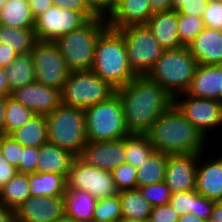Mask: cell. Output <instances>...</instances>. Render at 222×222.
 <instances>
[{"label": "cell", "instance_id": "cell-6", "mask_svg": "<svg viewBox=\"0 0 222 222\" xmlns=\"http://www.w3.org/2000/svg\"><path fill=\"white\" fill-rule=\"evenodd\" d=\"M45 117L48 142L79 157L88 142L84 110L60 104Z\"/></svg>", "mask_w": 222, "mask_h": 222}, {"label": "cell", "instance_id": "cell-53", "mask_svg": "<svg viewBox=\"0 0 222 222\" xmlns=\"http://www.w3.org/2000/svg\"><path fill=\"white\" fill-rule=\"evenodd\" d=\"M0 222H16L15 210L0 205Z\"/></svg>", "mask_w": 222, "mask_h": 222}, {"label": "cell", "instance_id": "cell-29", "mask_svg": "<svg viewBox=\"0 0 222 222\" xmlns=\"http://www.w3.org/2000/svg\"><path fill=\"white\" fill-rule=\"evenodd\" d=\"M118 194L122 207V217L148 222L152 206L138 189L125 190Z\"/></svg>", "mask_w": 222, "mask_h": 222}, {"label": "cell", "instance_id": "cell-60", "mask_svg": "<svg viewBox=\"0 0 222 222\" xmlns=\"http://www.w3.org/2000/svg\"><path fill=\"white\" fill-rule=\"evenodd\" d=\"M117 222H143V221L121 217Z\"/></svg>", "mask_w": 222, "mask_h": 222}, {"label": "cell", "instance_id": "cell-33", "mask_svg": "<svg viewBox=\"0 0 222 222\" xmlns=\"http://www.w3.org/2000/svg\"><path fill=\"white\" fill-rule=\"evenodd\" d=\"M154 152L146 134L129 133L125 136L126 163L138 168Z\"/></svg>", "mask_w": 222, "mask_h": 222}, {"label": "cell", "instance_id": "cell-57", "mask_svg": "<svg viewBox=\"0 0 222 222\" xmlns=\"http://www.w3.org/2000/svg\"><path fill=\"white\" fill-rule=\"evenodd\" d=\"M186 0H171L172 10H177Z\"/></svg>", "mask_w": 222, "mask_h": 222}, {"label": "cell", "instance_id": "cell-13", "mask_svg": "<svg viewBox=\"0 0 222 222\" xmlns=\"http://www.w3.org/2000/svg\"><path fill=\"white\" fill-rule=\"evenodd\" d=\"M88 19L80 12L53 5L35 18L34 31L39 41L55 42L80 28Z\"/></svg>", "mask_w": 222, "mask_h": 222}, {"label": "cell", "instance_id": "cell-10", "mask_svg": "<svg viewBox=\"0 0 222 222\" xmlns=\"http://www.w3.org/2000/svg\"><path fill=\"white\" fill-rule=\"evenodd\" d=\"M36 82L61 90L68 79V69L55 42L37 40L30 52Z\"/></svg>", "mask_w": 222, "mask_h": 222}, {"label": "cell", "instance_id": "cell-30", "mask_svg": "<svg viewBox=\"0 0 222 222\" xmlns=\"http://www.w3.org/2000/svg\"><path fill=\"white\" fill-rule=\"evenodd\" d=\"M28 174L17 173L0 188V205L16 210L29 196Z\"/></svg>", "mask_w": 222, "mask_h": 222}, {"label": "cell", "instance_id": "cell-44", "mask_svg": "<svg viewBox=\"0 0 222 222\" xmlns=\"http://www.w3.org/2000/svg\"><path fill=\"white\" fill-rule=\"evenodd\" d=\"M210 0H186L176 10L178 14L202 17Z\"/></svg>", "mask_w": 222, "mask_h": 222}, {"label": "cell", "instance_id": "cell-51", "mask_svg": "<svg viewBox=\"0 0 222 222\" xmlns=\"http://www.w3.org/2000/svg\"><path fill=\"white\" fill-rule=\"evenodd\" d=\"M149 2L153 14L172 10L171 0H149Z\"/></svg>", "mask_w": 222, "mask_h": 222}, {"label": "cell", "instance_id": "cell-3", "mask_svg": "<svg viewBox=\"0 0 222 222\" xmlns=\"http://www.w3.org/2000/svg\"><path fill=\"white\" fill-rule=\"evenodd\" d=\"M91 71L116 90L137 76L129 66L125 40L118 30L107 27L100 34Z\"/></svg>", "mask_w": 222, "mask_h": 222}, {"label": "cell", "instance_id": "cell-2", "mask_svg": "<svg viewBox=\"0 0 222 222\" xmlns=\"http://www.w3.org/2000/svg\"><path fill=\"white\" fill-rule=\"evenodd\" d=\"M155 151L166 155L207 152L208 139L173 104L146 133Z\"/></svg>", "mask_w": 222, "mask_h": 222}, {"label": "cell", "instance_id": "cell-38", "mask_svg": "<svg viewBox=\"0 0 222 222\" xmlns=\"http://www.w3.org/2000/svg\"><path fill=\"white\" fill-rule=\"evenodd\" d=\"M113 180L119 192L137 189V168L124 163L111 171Z\"/></svg>", "mask_w": 222, "mask_h": 222}, {"label": "cell", "instance_id": "cell-12", "mask_svg": "<svg viewBox=\"0 0 222 222\" xmlns=\"http://www.w3.org/2000/svg\"><path fill=\"white\" fill-rule=\"evenodd\" d=\"M174 104L206 138H210V130L222 125V104L218 100L198 98L185 92L174 97Z\"/></svg>", "mask_w": 222, "mask_h": 222}, {"label": "cell", "instance_id": "cell-15", "mask_svg": "<svg viewBox=\"0 0 222 222\" xmlns=\"http://www.w3.org/2000/svg\"><path fill=\"white\" fill-rule=\"evenodd\" d=\"M64 215L63 196H29L15 210L16 222H54Z\"/></svg>", "mask_w": 222, "mask_h": 222}, {"label": "cell", "instance_id": "cell-42", "mask_svg": "<svg viewBox=\"0 0 222 222\" xmlns=\"http://www.w3.org/2000/svg\"><path fill=\"white\" fill-rule=\"evenodd\" d=\"M202 19L205 27L222 30V2L210 0Z\"/></svg>", "mask_w": 222, "mask_h": 222}, {"label": "cell", "instance_id": "cell-5", "mask_svg": "<svg viewBox=\"0 0 222 222\" xmlns=\"http://www.w3.org/2000/svg\"><path fill=\"white\" fill-rule=\"evenodd\" d=\"M198 66L188 46L165 50L146 76L156 81L172 96L185 93Z\"/></svg>", "mask_w": 222, "mask_h": 222}, {"label": "cell", "instance_id": "cell-31", "mask_svg": "<svg viewBox=\"0 0 222 222\" xmlns=\"http://www.w3.org/2000/svg\"><path fill=\"white\" fill-rule=\"evenodd\" d=\"M167 155L155 151L137 168V188L165 180Z\"/></svg>", "mask_w": 222, "mask_h": 222}, {"label": "cell", "instance_id": "cell-36", "mask_svg": "<svg viewBox=\"0 0 222 222\" xmlns=\"http://www.w3.org/2000/svg\"><path fill=\"white\" fill-rule=\"evenodd\" d=\"M204 28L202 17L178 14V35L183 46H188Z\"/></svg>", "mask_w": 222, "mask_h": 222}, {"label": "cell", "instance_id": "cell-39", "mask_svg": "<svg viewBox=\"0 0 222 222\" xmlns=\"http://www.w3.org/2000/svg\"><path fill=\"white\" fill-rule=\"evenodd\" d=\"M169 204L180 216L195 212L196 190L171 193Z\"/></svg>", "mask_w": 222, "mask_h": 222}, {"label": "cell", "instance_id": "cell-11", "mask_svg": "<svg viewBox=\"0 0 222 222\" xmlns=\"http://www.w3.org/2000/svg\"><path fill=\"white\" fill-rule=\"evenodd\" d=\"M66 182L67 189L86 191L97 200L119 193L110 171L89 166L79 157L73 159Z\"/></svg>", "mask_w": 222, "mask_h": 222}, {"label": "cell", "instance_id": "cell-56", "mask_svg": "<svg viewBox=\"0 0 222 222\" xmlns=\"http://www.w3.org/2000/svg\"><path fill=\"white\" fill-rule=\"evenodd\" d=\"M178 222H209L208 220L200 219L195 216L193 213H187L185 215L180 216Z\"/></svg>", "mask_w": 222, "mask_h": 222}, {"label": "cell", "instance_id": "cell-1", "mask_svg": "<svg viewBox=\"0 0 222 222\" xmlns=\"http://www.w3.org/2000/svg\"><path fill=\"white\" fill-rule=\"evenodd\" d=\"M129 133L146 134L153 123L174 104V96L146 75H137L118 88Z\"/></svg>", "mask_w": 222, "mask_h": 222}, {"label": "cell", "instance_id": "cell-34", "mask_svg": "<svg viewBox=\"0 0 222 222\" xmlns=\"http://www.w3.org/2000/svg\"><path fill=\"white\" fill-rule=\"evenodd\" d=\"M35 113L16 101L13 97H6L4 114V134L10 135L13 131L26 124Z\"/></svg>", "mask_w": 222, "mask_h": 222}, {"label": "cell", "instance_id": "cell-59", "mask_svg": "<svg viewBox=\"0 0 222 222\" xmlns=\"http://www.w3.org/2000/svg\"><path fill=\"white\" fill-rule=\"evenodd\" d=\"M123 1L124 0H111V13Z\"/></svg>", "mask_w": 222, "mask_h": 222}, {"label": "cell", "instance_id": "cell-50", "mask_svg": "<svg viewBox=\"0 0 222 222\" xmlns=\"http://www.w3.org/2000/svg\"><path fill=\"white\" fill-rule=\"evenodd\" d=\"M28 3L34 18L54 5L52 0H28Z\"/></svg>", "mask_w": 222, "mask_h": 222}, {"label": "cell", "instance_id": "cell-32", "mask_svg": "<svg viewBox=\"0 0 222 222\" xmlns=\"http://www.w3.org/2000/svg\"><path fill=\"white\" fill-rule=\"evenodd\" d=\"M36 41L34 28L20 29L0 25V43H7L18 55L29 54Z\"/></svg>", "mask_w": 222, "mask_h": 222}, {"label": "cell", "instance_id": "cell-45", "mask_svg": "<svg viewBox=\"0 0 222 222\" xmlns=\"http://www.w3.org/2000/svg\"><path fill=\"white\" fill-rule=\"evenodd\" d=\"M57 7H63L71 11L82 13L88 20L96 16L87 8L84 0H52Z\"/></svg>", "mask_w": 222, "mask_h": 222}, {"label": "cell", "instance_id": "cell-52", "mask_svg": "<svg viewBox=\"0 0 222 222\" xmlns=\"http://www.w3.org/2000/svg\"><path fill=\"white\" fill-rule=\"evenodd\" d=\"M11 93L4 67H0V97H9Z\"/></svg>", "mask_w": 222, "mask_h": 222}, {"label": "cell", "instance_id": "cell-58", "mask_svg": "<svg viewBox=\"0 0 222 222\" xmlns=\"http://www.w3.org/2000/svg\"><path fill=\"white\" fill-rule=\"evenodd\" d=\"M54 222H77L74 219L64 215L63 217L59 218L58 220L54 221Z\"/></svg>", "mask_w": 222, "mask_h": 222}, {"label": "cell", "instance_id": "cell-49", "mask_svg": "<svg viewBox=\"0 0 222 222\" xmlns=\"http://www.w3.org/2000/svg\"><path fill=\"white\" fill-rule=\"evenodd\" d=\"M18 54L7 43H0V67H8Z\"/></svg>", "mask_w": 222, "mask_h": 222}, {"label": "cell", "instance_id": "cell-25", "mask_svg": "<svg viewBox=\"0 0 222 222\" xmlns=\"http://www.w3.org/2000/svg\"><path fill=\"white\" fill-rule=\"evenodd\" d=\"M29 194L33 197L64 196L67 188L66 178L55 173L38 172L28 174Z\"/></svg>", "mask_w": 222, "mask_h": 222}, {"label": "cell", "instance_id": "cell-8", "mask_svg": "<svg viewBox=\"0 0 222 222\" xmlns=\"http://www.w3.org/2000/svg\"><path fill=\"white\" fill-rule=\"evenodd\" d=\"M116 93L108 82L90 71L70 72L60 90L61 104L86 109Z\"/></svg>", "mask_w": 222, "mask_h": 222}, {"label": "cell", "instance_id": "cell-41", "mask_svg": "<svg viewBox=\"0 0 222 222\" xmlns=\"http://www.w3.org/2000/svg\"><path fill=\"white\" fill-rule=\"evenodd\" d=\"M39 157V148L32 146H23L21 150L20 162L17 172L23 174L37 173V160Z\"/></svg>", "mask_w": 222, "mask_h": 222}, {"label": "cell", "instance_id": "cell-37", "mask_svg": "<svg viewBox=\"0 0 222 222\" xmlns=\"http://www.w3.org/2000/svg\"><path fill=\"white\" fill-rule=\"evenodd\" d=\"M152 207L168 204L171 192L165 181L137 188Z\"/></svg>", "mask_w": 222, "mask_h": 222}, {"label": "cell", "instance_id": "cell-21", "mask_svg": "<svg viewBox=\"0 0 222 222\" xmlns=\"http://www.w3.org/2000/svg\"><path fill=\"white\" fill-rule=\"evenodd\" d=\"M153 15L149 0H124L107 18L108 27L125 28L131 25L146 24Z\"/></svg>", "mask_w": 222, "mask_h": 222}, {"label": "cell", "instance_id": "cell-22", "mask_svg": "<svg viewBox=\"0 0 222 222\" xmlns=\"http://www.w3.org/2000/svg\"><path fill=\"white\" fill-rule=\"evenodd\" d=\"M146 24L165 50L177 49L183 46L178 35L177 11L154 13Z\"/></svg>", "mask_w": 222, "mask_h": 222}, {"label": "cell", "instance_id": "cell-19", "mask_svg": "<svg viewBox=\"0 0 222 222\" xmlns=\"http://www.w3.org/2000/svg\"><path fill=\"white\" fill-rule=\"evenodd\" d=\"M188 48L198 65H222V30L205 27Z\"/></svg>", "mask_w": 222, "mask_h": 222}, {"label": "cell", "instance_id": "cell-28", "mask_svg": "<svg viewBox=\"0 0 222 222\" xmlns=\"http://www.w3.org/2000/svg\"><path fill=\"white\" fill-rule=\"evenodd\" d=\"M10 91L26 86L36 81L31 54H19L4 67Z\"/></svg>", "mask_w": 222, "mask_h": 222}, {"label": "cell", "instance_id": "cell-16", "mask_svg": "<svg viewBox=\"0 0 222 222\" xmlns=\"http://www.w3.org/2000/svg\"><path fill=\"white\" fill-rule=\"evenodd\" d=\"M199 154L167 155L165 182L171 193L195 190Z\"/></svg>", "mask_w": 222, "mask_h": 222}, {"label": "cell", "instance_id": "cell-7", "mask_svg": "<svg viewBox=\"0 0 222 222\" xmlns=\"http://www.w3.org/2000/svg\"><path fill=\"white\" fill-rule=\"evenodd\" d=\"M87 141H114L129 134L124 110L117 93L109 99L84 109Z\"/></svg>", "mask_w": 222, "mask_h": 222}, {"label": "cell", "instance_id": "cell-9", "mask_svg": "<svg viewBox=\"0 0 222 222\" xmlns=\"http://www.w3.org/2000/svg\"><path fill=\"white\" fill-rule=\"evenodd\" d=\"M130 68L136 75H146L165 49L158 43L147 24L120 28Z\"/></svg>", "mask_w": 222, "mask_h": 222}, {"label": "cell", "instance_id": "cell-4", "mask_svg": "<svg viewBox=\"0 0 222 222\" xmlns=\"http://www.w3.org/2000/svg\"><path fill=\"white\" fill-rule=\"evenodd\" d=\"M107 27V19L95 17L55 41L70 72L91 70L97 39Z\"/></svg>", "mask_w": 222, "mask_h": 222}, {"label": "cell", "instance_id": "cell-35", "mask_svg": "<svg viewBox=\"0 0 222 222\" xmlns=\"http://www.w3.org/2000/svg\"><path fill=\"white\" fill-rule=\"evenodd\" d=\"M122 217L119 194L97 200L92 222H117Z\"/></svg>", "mask_w": 222, "mask_h": 222}, {"label": "cell", "instance_id": "cell-18", "mask_svg": "<svg viewBox=\"0 0 222 222\" xmlns=\"http://www.w3.org/2000/svg\"><path fill=\"white\" fill-rule=\"evenodd\" d=\"M205 153L198 156L195 190L207 199L222 201V157L203 161Z\"/></svg>", "mask_w": 222, "mask_h": 222}, {"label": "cell", "instance_id": "cell-20", "mask_svg": "<svg viewBox=\"0 0 222 222\" xmlns=\"http://www.w3.org/2000/svg\"><path fill=\"white\" fill-rule=\"evenodd\" d=\"M187 94L220 102L222 94V65H198Z\"/></svg>", "mask_w": 222, "mask_h": 222}, {"label": "cell", "instance_id": "cell-61", "mask_svg": "<svg viewBox=\"0 0 222 222\" xmlns=\"http://www.w3.org/2000/svg\"><path fill=\"white\" fill-rule=\"evenodd\" d=\"M5 2H6V0H0V13L2 11V8H3L4 4H5Z\"/></svg>", "mask_w": 222, "mask_h": 222}, {"label": "cell", "instance_id": "cell-27", "mask_svg": "<svg viewBox=\"0 0 222 222\" xmlns=\"http://www.w3.org/2000/svg\"><path fill=\"white\" fill-rule=\"evenodd\" d=\"M0 25L20 29L34 28L35 18L28 0H6L0 13Z\"/></svg>", "mask_w": 222, "mask_h": 222}, {"label": "cell", "instance_id": "cell-24", "mask_svg": "<svg viewBox=\"0 0 222 222\" xmlns=\"http://www.w3.org/2000/svg\"><path fill=\"white\" fill-rule=\"evenodd\" d=\"M65 215L77 222H92L97 199L82 190H69L64 194Z\"/></svg>", "mask_w": 222, "mask_h": 222}, {"label": "cell", "instance_id": "cell-55", "mask_svg": "<svg viewBox=\"0 0 222 222\" xmlns=\"http://www.w3.org/2000/svg\"><path fill=\"white\" fill-rule=\"evenodd\" d=\"M6 107V97H0V133L4 134V114Z\"/></svg>", "mask_w": 222, "mask_h": 222}, {"label": "cell", "instance_id": "cell-23", "mask_svg": "<svg viewBox=\"0 0 222 222\" xmlns=\"http://www.w3.org/2000/svg\"><path fill=\"white\" fill-rule=\"evenodd\" d=\"M74 158L70 152L47 142L39 147L37 173H55L67 179Z\"/></svg>", "mask_w": 222, "mask_h": 222}, {"label": "cell", "instance_id": "cell-63", "mask_svg": "<svg viewBox=\"0 0 222 222\" xmlns=\"http://www.w3.org/2000/svg\"><path fill=\"white\" fill-rule=\"evenodd\" d=\"M220 103L222 104V94H220Z\"/></svg>", "mask_w": 222, "mask_h": 222}, {"label": "cell", "instance_id": "cell-14", "mask_svg": "<svg viewBox=\"0 0 222 222\" xmlns=\"http://www.w3.org/2000/svg\"><path fill=\"white\" fill-rule=\"evenodd\" d=\"M79 158L89 166L111 172L126 163L125 137L114 141H88Z\"/></svg>", "mask_w": 222, "mask_h": 222}, {"label": "cell", "instance_id": "cell-43", "mask_svg": "<svg viewBox=\"0 0 222 222\" xmlns=\"http://www.w3.org/2000/svg\"><path fill=\"white\" fill-rule=\"evenodd\" d=\"M180 215L168 203L152 207L148 222H178Z\"/></svg>", "mask_w": 222, "mask_h": 222}, {"label": "cell", "instance_id": "cell-26", "mask_svg": "<svg viewBox=\"0 0 222 222\" xmlns=\"http://www.w3.org/2000/svg\"><path fill=\"white\" fill-rule=\"evenodd\" d=\"M22 146L41 147L48 142L47 120L43 114H34L30 120L10 134Z\"/></svg>", "mask_w": 222, "mask_h": 222}, {"label": "cell", "instance_id": "cell-17", "mask_svg": "<svg viewBox=\"0 0 222 222\" xmlns=\"http://www.w3.org/2000/svg\"><path fill=\"white\" fill-rule=\"evenodd\" d=\"M11 97L35 114L47 115L61 104L60 90L33 82L12 91Z\"/></svg>", "mask_w": 222, "mask_h": 222}, {"label": "cell", "instance_id": "cell-40", "mask_svg": "<svg viewBox=\"0 0 222 222\" xmlns=\"http://www.w3.org/2000/svg\"><path fill=\"white\" fill-rule=\"evenodd\" d=\"M23 146L17 142L11 135L2 134L0 143V152L2 157L17 167L20 162L21 150Z\"/></svg>", "mask_w": 222, "mask_h": 222}, {"label": "cell", "instance_id": "cell-46", "mask_svg": "<svg viewBox=\"0 0 222 222\" xmlns=\"http://www.w3.org/2000/svg\"><path fill=\"white\" fill-rule=\"evenodd\" d=\"M215 203V201L207 199L196 191V207L195 212L192 213L200 219L208 220Z\"/></svg>", "mask_w": 222, "mask_h": 222}, {"label": "cell", "instance_id": "cell-47", "mask_svg": "<svg viewBox=\"0 0 222 222\" xmlns=\"http://www.w3.org/2000/svg\"><path fill=\"white\" fill-rule=\"evenodd\" d=\"M84 2L96 17L107 19L111 14V0H84Z\"/></svg>", "mask_w": 222, "mask_h": 222}, {"label": "cell", "instance_id": "cell-48", "mask_svg": "<svg viewBox=\"0 0 222 222\" xmlns=\"http://www.w3.org/2000/svg\"><path fill=\"white\" fill-rule=\"evenodd\" d=\"M17 173L15 166L5 158L0 157V188L7 184Z\"/></svg>", "mask_w": 222, "mask_h": 222}, {"label": "cell", "instance_id": "cell-54", "mask_svg": "<svg viewBox=\"0 0 222 222\" xmlns=\"http://www.w3.org/2000/svg\"><path fill=\"white\" fill-rule=\"evenodd\" d=\"M209 222H222V201L215 203L212 213L208 219Z\"/></svg>", "mask_w": 222, "mask_h": 222}, {"label": "cell", "instance_id": "cell-62", "mask_svg": "<svg viewBox=\"0 0 222 222\" xmlns=\"http://www.w3.org/2000/svg\"><path fill=\"white\" fill-rule=\"evenodd\" d=\"M1 137H2V134L0 133V143H1ZM0 157H2L1 152H0Z\"/></svg>", "mask_w": 222, "mask_h": 222}]
</instances>
